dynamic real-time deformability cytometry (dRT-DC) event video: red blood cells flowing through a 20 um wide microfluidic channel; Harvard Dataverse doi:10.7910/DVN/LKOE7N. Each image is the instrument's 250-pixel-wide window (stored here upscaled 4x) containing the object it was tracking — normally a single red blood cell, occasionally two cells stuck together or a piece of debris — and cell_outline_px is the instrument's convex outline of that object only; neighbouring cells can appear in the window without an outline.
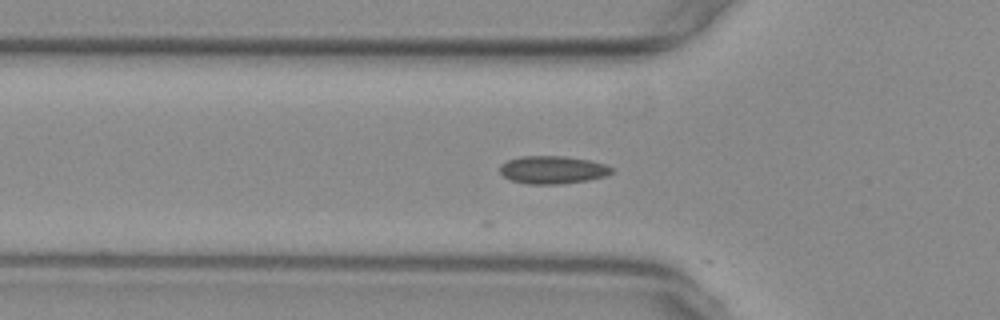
{"species": "common noctule bat (a hibernating species)", "species_latin": "Nyctalus noctula", "temperature_condition": "warm", "stored_images_in_passage": 12, "camera_frame_rate_fps": 3000, "um_per_image_px": 0.085, "animal": {"sex": "female", "body_mass_g": 29.2, "forearm_length_mm": 56.3}, "frame": {"image": 1, "passage_image": 3, "time_ms": 0.667, "image_size_px": [1000, 320], "cell_outline_px": [[612, 172], [608, 176], [588, 180], [560, 184], [528, 184], [512, 180], [504, 176], [500, 172], [500, 164], [508, 160], [520, 156], [564, 156], [588, 160], [604, 164], [612, 168]], "centroid_in_image_um": [46.97, 14.43], "position_along_channel_um": 78.8, "area_um2": 18.09}}
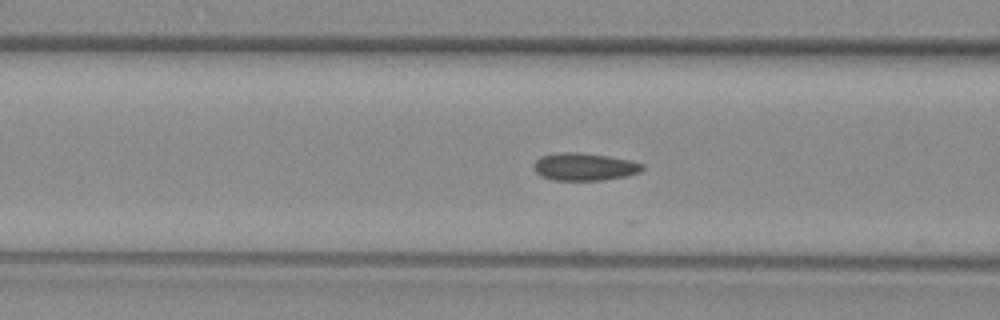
{"frame": {"image": 2, "passage_image": 6, "time_ms": 1.667, "image_size_px": [1000, 320], "cell_outline_px": [[644, 168], [640, 172], [628, 176], [604, 180], [552, 180], [536, 172], [532, 164], [540, 156], [556, 152], [580, 152], [608, 156], [632, 160], [644, 164]], "centroid_in_image_um": [49.7, 14.16], "position_along_channel_um": 116.9, "area_um2": 17.69}}
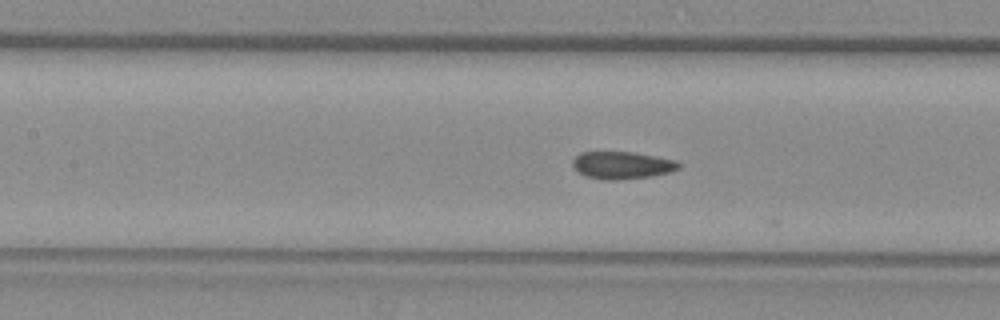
{"frame": {"image": 3, "passage_image": 9, "time_ms": 2.667, "image_size_px": [1000, 320], "cell_outline_px": [[680, 168], [672, 172], [652, 176], [620, 180], [600, 180], [584, 176], [572, 168], [572, 160], [580, 152], [632, 152], [676, 160], [680, 164]], "centroid_in_image_um": [52.84, 14.06], "position_along_channel_um": 154.6, "area_um2": 17.22}}